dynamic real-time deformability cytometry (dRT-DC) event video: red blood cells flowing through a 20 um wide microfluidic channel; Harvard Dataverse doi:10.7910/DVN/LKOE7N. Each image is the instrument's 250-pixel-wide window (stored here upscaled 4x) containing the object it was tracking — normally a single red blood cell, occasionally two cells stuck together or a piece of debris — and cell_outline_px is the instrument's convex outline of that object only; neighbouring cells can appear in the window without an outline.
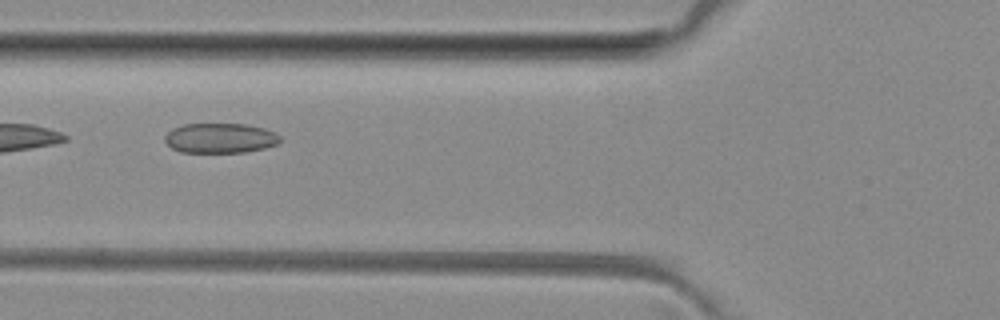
{"species": "common noctule bat (a hibernating species)", "species_latin": "Nyctalus noctula", "temperature_condition": "room temperature", "stored_images_in_passage": 4, "camera_frame_rate_fps": 3000, "um_per_image_px": 0.085, "animal": {"sex": "female", "body_mass_g": 29.2, "forearm_length_mm": 56.3}, "frame": {"image": 1, "passage_image": 4, "time_ms": 3.333, "image_size_px": [1000, 320], "cell_outline_px": [[280, 140], [276, 144], [264, 148], [244, 152], [180, 152], [172, 148], [164, 140], [164, 136], [172, 128], [184, 124], [248, 124], [264, 128], [276, 132], [280, 136]], "centroid_in_image_um": [18.71, 11.73], "position_along_channel_um": 107.1, "area_um2": 20.11}}